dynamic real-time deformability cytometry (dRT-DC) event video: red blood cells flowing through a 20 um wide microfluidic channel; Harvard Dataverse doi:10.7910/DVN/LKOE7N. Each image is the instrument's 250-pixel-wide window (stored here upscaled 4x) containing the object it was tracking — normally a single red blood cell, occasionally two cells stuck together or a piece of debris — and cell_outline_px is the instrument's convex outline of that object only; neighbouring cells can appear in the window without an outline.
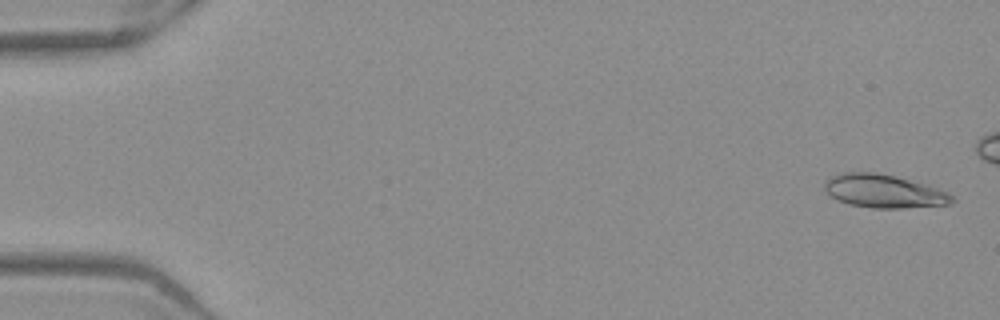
{"species": "Egyptian fruit bat (a non-hibernating species)", "species_latin": "Rousettus aegyptiacus", "temperature_condition": "warm", "stored_images_in_passage": 46, "camera_frame_rate_fps": 3000, "um_per_image_px": 0.085, "frame": {"image": 1, "passage_image": 2, "time_ms": 0.333, "image_size_px": [1000, 320], "cell_outline_px": [[956, 200], [952, 204], [904, 208], [872, 208], [848, 204], [836, 200], [824, 188], [824, 180], [832, 176], [844, 172], [876, 172], [924, 184], [948, 192]], "centroid_in_image_um": [75.11, 16.26], "position_along_channel_um": 9.9, "area_um2": 24.62}}
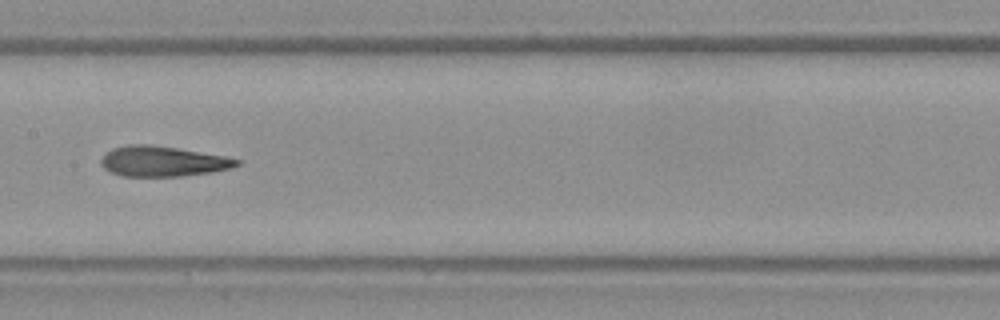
{"frame": {"image": 2, "passage_image": 27, "time_ms": 8.667, "image_size_px": [1000, 320], "cell_outline_px": [[240, 164], [232, 168], [212, 172], [180, 176], [124, 176], [112, 172], [104, 168], [100, 164], [100, 160], [112, 148], [128, 144], [148, 144], [176, 148], [224, 156], [240, 160]], "centroid_in_image_um": [13.83, 13.71], "position_along_channel_um": 193.6, "area_um2": 23.76}}
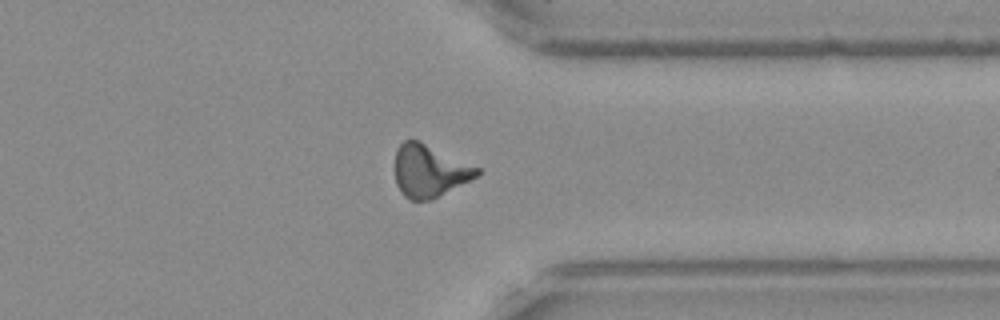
{"frame": {"image": 3, "passage_image": 41, "time_ms": 13.333, "image_size_px": [1000, 320], "cell_outline_px": [[480, 172], [476, 176], [432, 200], [408, 200], [400, 192], [396, 184], [396, 148], [404, 140], [412, 136], [480, 168]], "centroid_in_image_um": [36.46, 14.49], "position_along_channel_um": 374.9, "area_um2": 25.26}, "authors_computed_cell_mechanics": {"area_um2": 24.2471, "velocity_mm_per_s": 3.9497, "shape_relaxation_time_tau1_ms": 6.2324, "shape_relaxation_time_tau2_ms": 2.8959, "deformation_change_tau1": 0.2107, "deformation_change_tau2": 0.1378}}